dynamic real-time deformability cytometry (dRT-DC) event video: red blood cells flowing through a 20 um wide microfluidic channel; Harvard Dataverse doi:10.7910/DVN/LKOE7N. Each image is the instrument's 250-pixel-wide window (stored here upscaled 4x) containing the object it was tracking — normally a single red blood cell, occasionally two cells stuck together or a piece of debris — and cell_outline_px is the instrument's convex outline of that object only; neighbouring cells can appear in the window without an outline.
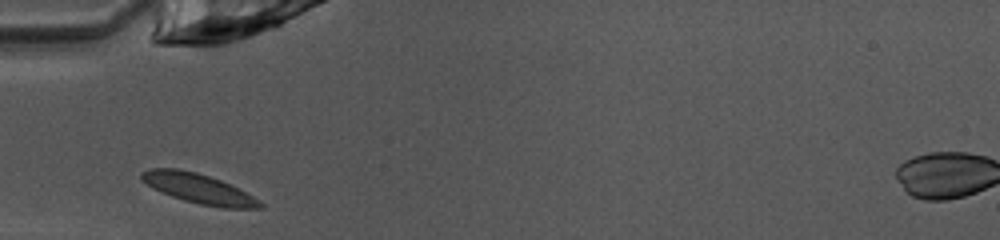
{"species": "common noctule bat (a hibernating species)", "species_latin": "Nyctalus noctula", "temperature_condition": "warm", "stored_images_in_passage": 26, "camera_frame_rate_fps": 3000, "um_per_image_px": 0.085, "animal": {"sex": "female", "body_mass_g": 10.0, "forearm_length_mm": 53.1}, "frame": {"image": 1, "passage_image": 1, "time_ms": 0.0, "image_size_px": [1000, 240], "cell_outline_px": [[264, 208], [224, 208], [200, 204], [184, 200], [172, 196], [152, 188], [140, 180], [140, 172], [152, 168], [180, 168], [196, 172], [220, 180], [260, 200], [264, 204]], "centroid_in_image_um": [16.84, 16.02], "position_along_channel_um": 68.2, "area_um2": 20.4}}
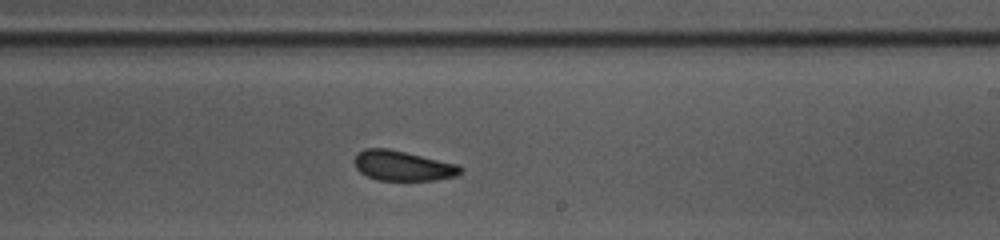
{"frame": {"image": 2, "passage_image": 15, "time_ms": 4.667, "image_size_px": [1000, 240], "cell_outline_px": [[464, 172], [456, 176], [436, 180], [376, 180], [360, 172], [356, 168], [352, 160], [364, 148], [388, 148], [456, 164], [464, 168]], "centroid_in_image_um": [34.23, 14.09], "position_along_channel_um": 254.8, "area_um2": 18.55}}
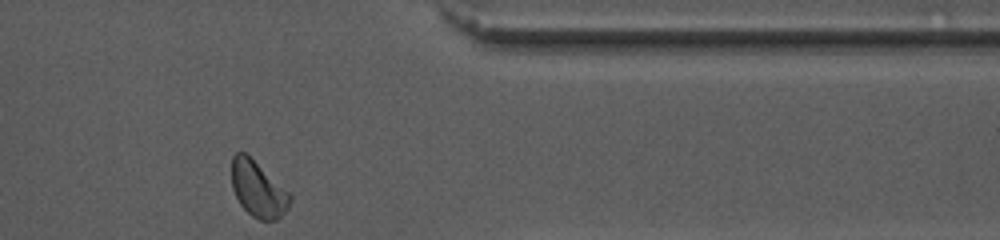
{"frame": {"image": 3, "passage_image": 26, "time_ms": 8.333, "image_size_px": [1000, 240], "cell_outline_px": [[292, 200], [288, 208], [280, 220], [260, 220], [252, 216], [240, 204], [232, 188], [232, 156], [236, 152], [244, 152], [288, 192], [292, 196]], "centroid_in_image_um": [21.94, 16.12], "position_along_channel_um": 389.5, "area_um2": 18.67}, "authors_computed_cell_mechanics": {"area_um2": 19.074, "velocity_mm_per_s": 3.9977, "shape_relaxation_time_tau1_ms": 3.1938, "shape_relaxation_time_tau2_ms": 2.2343, "deformation_change_tau1": 0.079, "deformation_change_tau2": 0.0624}}